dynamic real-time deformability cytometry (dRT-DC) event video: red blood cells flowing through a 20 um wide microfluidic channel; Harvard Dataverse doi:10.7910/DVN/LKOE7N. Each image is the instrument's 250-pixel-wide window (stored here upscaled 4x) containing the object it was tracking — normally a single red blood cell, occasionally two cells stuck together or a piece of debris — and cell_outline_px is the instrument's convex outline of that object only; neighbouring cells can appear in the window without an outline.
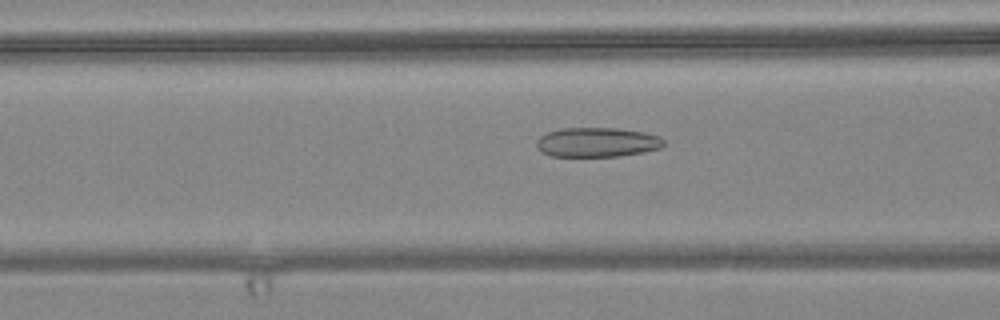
{"species": "common noctule bat (a hibernating species)", "species_latin": "Nyctalus noctula", "temperature_condition": "warm", "stored_images_in_passage": 53, "camera_frame_rate_fps": 3000, "um_per_image_px": 0.085, "animal": {"sex": "female", "body_mass_g": 24.6, "forearm_length_mm": 56.2}, "frame": {"image": 1, "passage_image": 22, "time_ms": 7.0, "image_size_px": [1000, 320], "cell_outline_px": [[664, 144], [660, 148], [644, 152], [620, 156], [548, 156], [540, 152], [536, 144], [536, 140], [540, 136], [548, 132], [564, 128], [616, 128], [644, 132], [660, 136], [664, 140]], "centroid_in_image_um": [50.74, 12.09], "position_along_channel_um": 115.9, "area_um2": 21.96}}
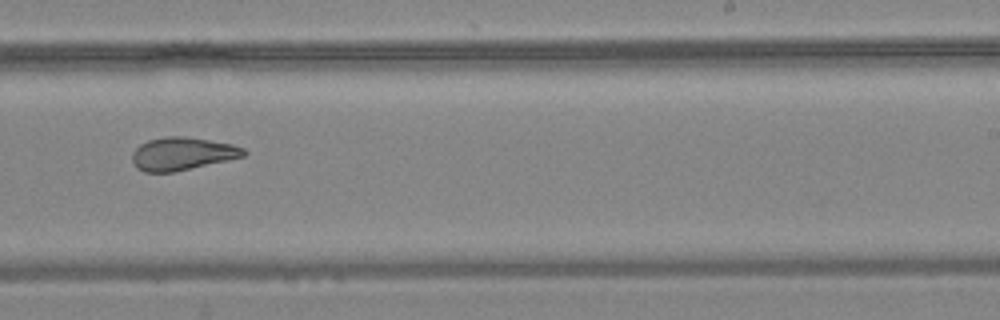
{"frame": {"image": 2, "passage_image": 35, "time_ms": 11.333, "image_size_px": [1000, 320], "cell_outline_px": [[248, 152], [244, 156], [228, 160], [176, 172], [144, 172], [136, 168], [132, 160], [132, 152], [140, 144], [148, 140], [164, 136], [184, 136], [232, 144], [244, 148]], "centroid_in_image_um": [15.48, 13.07], "position_along_channel_um": 273.5, "area_um2": 21.5}}
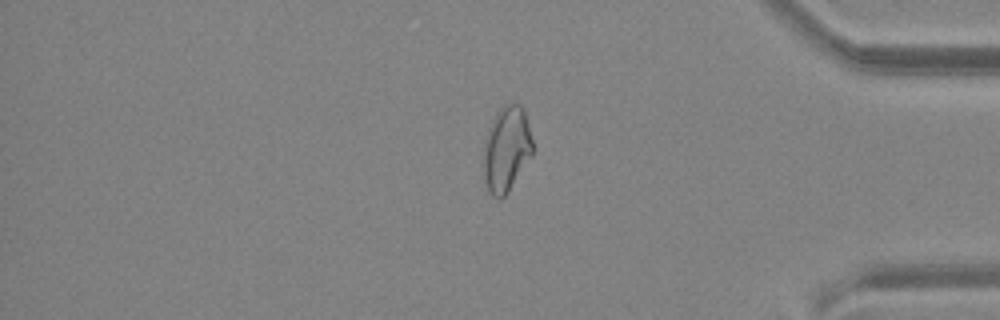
{"frame": {"image": 3, "passage_image": 47, "time_ms": 15.333, "image_size_px": [1000, 320], "cell_outline_px": [[532, 156], [508, 192], [500, 200], [492, 196], [484, 180], [480, 164], [484, 140], [488, 128], [496, 112], [504, 104], [520, 104], [524, 108], [532, 140]], "centroid_in_image_um": [43.0, 12.69], "position_along_channel_um": 392.2, "area_um2": 25.09}, "authors_computed_cell_mechanics": {"area_um2": 23.5246, "velocity_mm_per_s": 3.6393, "shape_relaxation_time_tau1_ms": null, "shape_relaxation_time_tau2_ms": 2.4136, "deformation_change_tau1": null, "deformation_change_tau2": 0.0982}}